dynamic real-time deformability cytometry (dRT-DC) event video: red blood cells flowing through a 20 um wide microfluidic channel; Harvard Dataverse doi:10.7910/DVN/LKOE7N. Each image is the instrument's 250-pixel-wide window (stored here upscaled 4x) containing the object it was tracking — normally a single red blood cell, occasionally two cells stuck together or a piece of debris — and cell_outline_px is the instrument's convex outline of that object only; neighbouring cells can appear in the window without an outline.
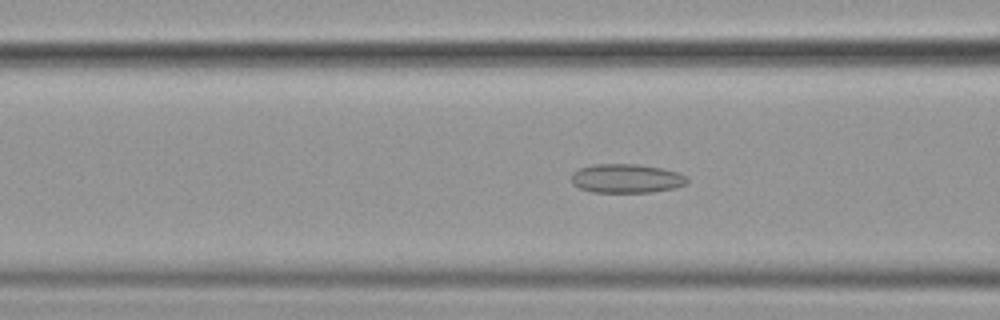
{"species": "common noctule bat (a hibernating species)", "species_latin": "Nyctalus noctula", "temperature_condition": "cold", "stored_images_in_passage": 57, "camera_frame_rate_fps": 3000, "um_per_image_px": 0.085, "animal": {"sex": "female", "body_mass_g": 19.9}, "frame": {"image": 1, "passage_image": 23, "time_ms": 7.333, "image_size_px": [1000, 320], "cell_outline_px": [[688, 184], [672, 188], [652, 192], [592, 192], [580, 188], [572, 184], [572, 172], [580, 168], [592, 164], [636, 164], [660, 168], [680, 172], [688, 176]], "centroid_in_image_um": [53.26, 15.16], "position_along_channel_um": 113.3, "area_um2": 19.65}}
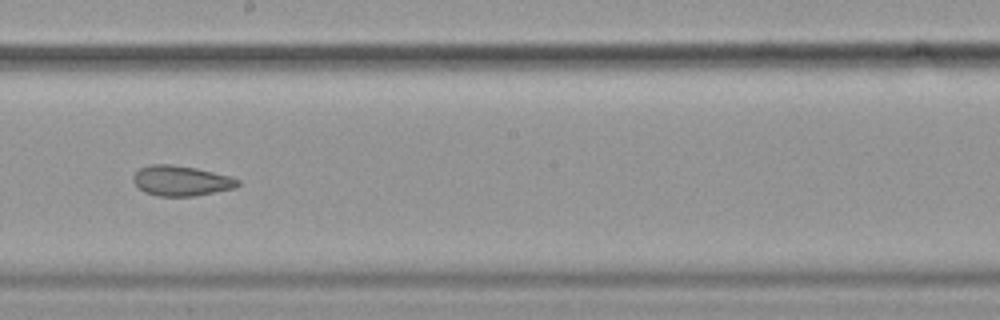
{"frame": {"image": 2, "passage_image": 33, "time_ms": 10.667, "image_size_px": [1000, 320], "cell_outline_px": [[240, 184], [236, 188], [192, 196], [156, 196], [144, 192], [132, 180], [132, 176], [140, 168], [152, 164], [168, 164], [196, 168], [232, 176], [240, 180]], "centroid_in_image_um": [15.42, 15.36], "position_along_channel_um": 232.8, "area_um2": 18.44}}
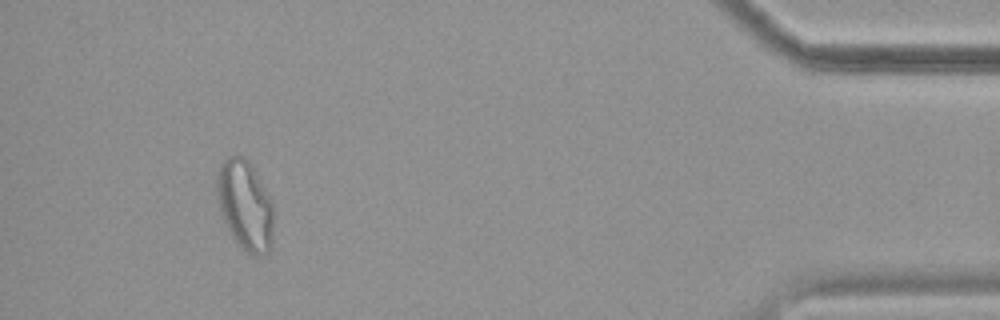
{"frame": {"image": 3, "passage_image": 53, "time_ms": 17.333, "image_size_px": [1000, 320], "cell_outline_px": [[272, 248], [268, 252], [256, 256], [252, 256], [244, 252], [236, 244], [220, 212], [216, 188], [216, 176], [220, 164], [228, 156], [240, 156], [248, 160], [272, 200]], "centroid_in_image_um": [20.82, 17.48], "position_along_channel_um": 414.4, "area_um2": 29.77}, "authors_computed_cell_mechanics": {"area_um2": 22.4264, "velocity_mm_per_s": 3.594, "shape_relaxation_time_tau1_ms": null, "shape_relaxation_time_tau2_ms": 2.4716, "deformation_change_tau1": null, "deformation_change_tau2": 0.0875}}